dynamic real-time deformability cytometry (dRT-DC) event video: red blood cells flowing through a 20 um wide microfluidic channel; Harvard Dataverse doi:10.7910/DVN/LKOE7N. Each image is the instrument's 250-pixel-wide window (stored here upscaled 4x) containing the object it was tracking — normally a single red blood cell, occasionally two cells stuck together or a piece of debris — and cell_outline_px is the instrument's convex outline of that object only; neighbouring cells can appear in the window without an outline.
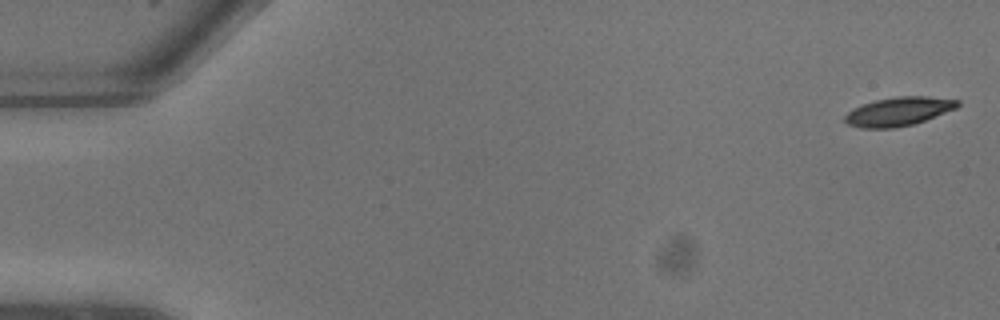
{"species": "common noctule bat (a hibernating species)", "species_latin": "Nyctalus noctula", "temperature_condition": "warm", "stored_images_in_passage": 10, "camera_frame_rate_fps": 3000, "um_per_image_px": 0.085, "animal": {"sex": "male", "body_mass_g": 13.3}, "frame": {"image": 1, "passage_image": 1, "time_ms": 0.0, "image_size_px": [1000, 320], "cell_outline_px": [[960, 104], [956, 108], [924, 120], [912, 124], [892, 128], [860, 128], [848, 124], [844, 120], [844, 116], [852, 108], [876, 100], [896, 96], [928, 96], [960, 100]], "centroid_in_image_um": [76.36, 9.46], "position_along_channel_um": 8.6, "area_um2": 18.73}}
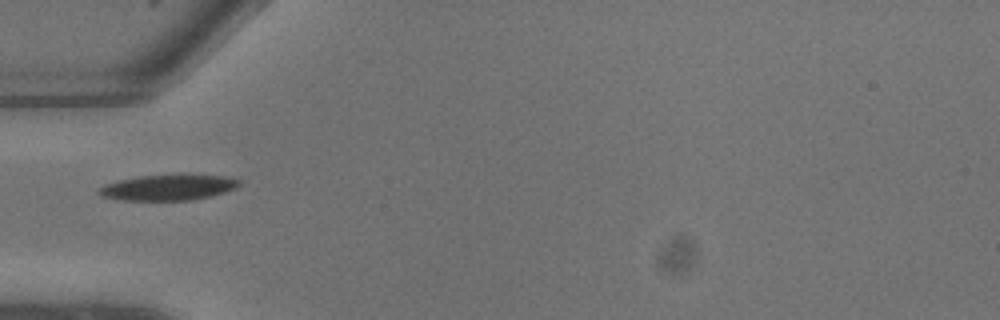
{"frame": {"image": 2, "passage_image": 8, "time_ms": 2.333, "image_size_px": [1000, 320], "cell_outline_px": [[240, 184], [236, 188], [212, 196], [192, 200], [120, 200], [100, 196], [96, 192], [104, 184], [120, 180], [140, 176], [184, 172], [224, 176], [240, 180]], "centroid_in_image_um": [14.33, 15.9], "position_along_channel_um": 70.7, "area_um2": 21.73}}
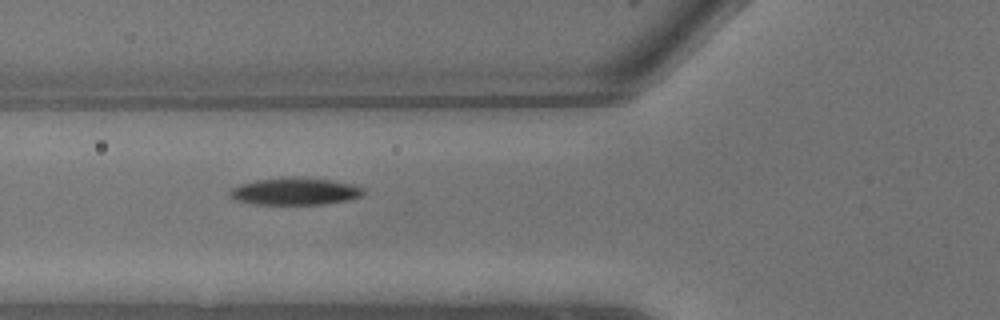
{"frame": {"image": 3, "passage_image": 9, "time_ms": 2.667, "image_size_px": [1000, 320], "cell_outline_px": [[364, 192], [360, 196], [348, 200], [320, 204], [256, 204], [236, 200], [228, 196], [228, 192], [232, 188], [240, 184], [256, 180], [328, 180], [352, 184], [364, 188]], "centroid_in_image_um": [25.05, 16.31], "position_along_channel_um": 100.8, "area_um2": 20.0}}